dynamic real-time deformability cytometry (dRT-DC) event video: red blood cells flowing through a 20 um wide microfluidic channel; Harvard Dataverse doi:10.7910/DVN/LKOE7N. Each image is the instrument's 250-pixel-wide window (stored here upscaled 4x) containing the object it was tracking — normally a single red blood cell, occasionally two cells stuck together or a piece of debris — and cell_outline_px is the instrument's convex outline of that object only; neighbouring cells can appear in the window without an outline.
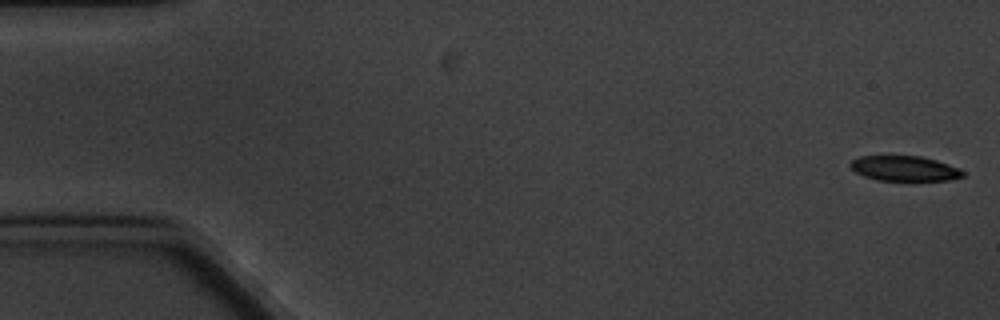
{"species": "common noctule bat (a hibernating species)", "species_latin": "Nyctalus noctula", "temperature_condition": "cold", "stored_images_in_passage": 6, "camera_frame_rate_fps": 3000, "um_per_image_px": 0.085, "animal": {"sex": "male", "body_mass_g": 20.1, "forearm_length_mm": 53.5}, "frame": {"image": 1, "passage_image": 1, "time_ms": 0.0, "image_size_px": [1000, 320], "cell_outline_px": [[964, 176], [952, 180], [876, 180], [864, 176], [856, 172], [848, 164], [852, 160], [860, 156], [920, 156], [936, 160], [948, 164], [964, 172]], "centroid_in_image_um": [76.86, 14.32], "position_along_channel_um": 8.1, "area_um2": 16.3}}
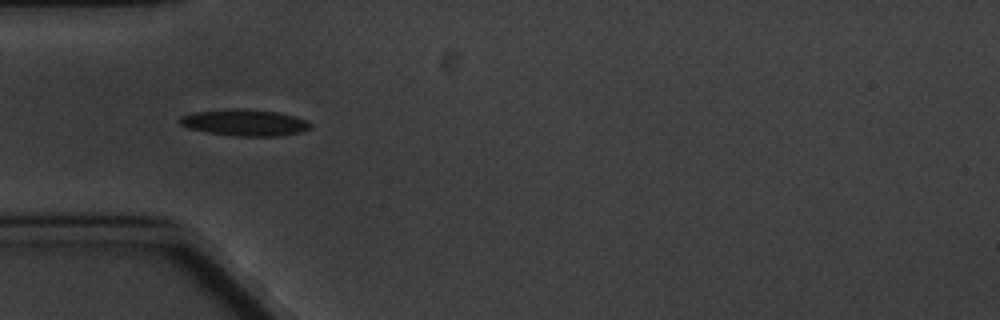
{"frame": {"image": 2, "passage_image": 5, "time_ms": 5.667, "image_size_px": [1000, 320], "cell_outline_px": [[312, 128], [300, 132], [276, 136], [236, 136], [208, 132], [188, 128], [180, 124], [180, 116], [192, 112], [236, 108], [240, 108], [276, 112], [308, 120], [312, 124]], "centroid_in_image_um": [20.8, 10.42], "position_along_channel_um": 64.2, "area_um2": 20.06}}